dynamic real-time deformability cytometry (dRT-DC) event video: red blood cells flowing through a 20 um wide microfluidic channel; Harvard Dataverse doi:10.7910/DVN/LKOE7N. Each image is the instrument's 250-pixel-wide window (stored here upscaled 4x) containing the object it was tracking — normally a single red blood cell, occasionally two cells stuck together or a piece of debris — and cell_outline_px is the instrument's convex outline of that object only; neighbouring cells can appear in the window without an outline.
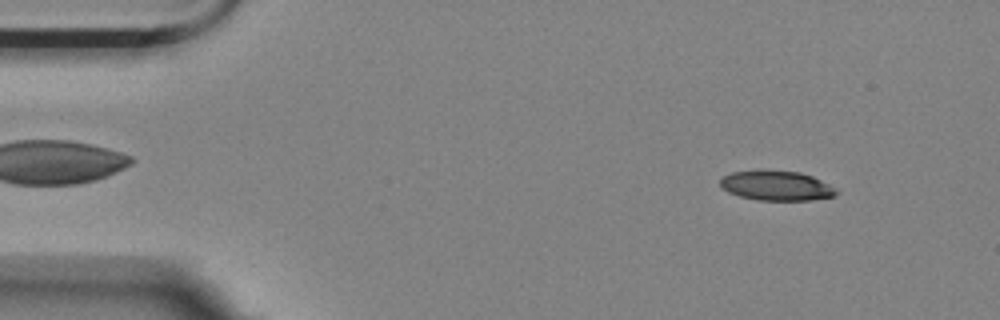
{"species": "Egyptian fruit bat (a non-hibernating species)", "species_latin": "Rousettus aegyptiacus", "temperature_condition": "room temperature", "stored_images_in_passage": 17, "camera_frame_rate_fps": 3000, "um_per_image_px": 0.085, "animal": {"sex": "female"}, "frame": {"image": 1, "passage_image": 7, "time_ms": 2.0, "image_size_px": [1000, 320], "cell_outline_px": [[840, 192], [836, 196], [812, 200], [760, 200], [740, 196], [728, 192], [720, 188], [720, 180], [724, 176], [732, 172], [760, 168], [800, 172], [812, 176], [828, 184]], "centroid_in_image_um": [65.98, 15.76], "position_along_channel_um": 19.0, "area_um2": 20.58}}
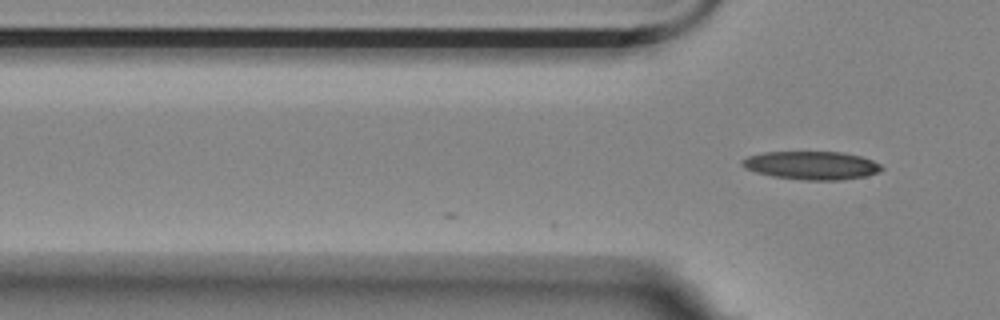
{"frame": {"image": 2, "passage_image": 17, "time_ms": 5.333, "image_size_px": [1000, 320], "cell_outline_px": [[884, 168], [880, 172], [864, 176], [844, 180], [800, 180], [772, 176], [756, 172], [744, 168], [740, 164], [740, 160], [748, 156], [764, 152], [844, 152], [860, 156], [872, 160], [880, 164]], "centroid_in_image_um": [68.97, 14.06], "position_along_channel_um": 56.8, "area_um2": 23.18}}